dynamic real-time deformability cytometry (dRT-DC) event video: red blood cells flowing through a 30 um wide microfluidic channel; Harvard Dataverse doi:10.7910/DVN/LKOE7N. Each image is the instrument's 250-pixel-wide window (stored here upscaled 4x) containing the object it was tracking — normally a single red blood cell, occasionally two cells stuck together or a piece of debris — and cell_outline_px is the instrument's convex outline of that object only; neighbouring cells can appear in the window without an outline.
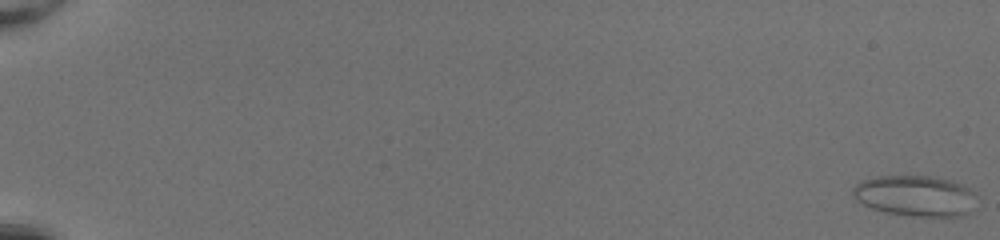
{"species": "common noctule bat (a hibernating species)", "species_latin": "Nyctalus noctula", "temperature_condition": "room temperature", "stored_images_in_passage": 52, "camera_frame_rate_fps": 3000, "um_per_image_px": 0.085, "animal": {"sex": "female", "body_mass_g": 20.0, "forearm_length_mm": 54.0}, "frame": {"image": 1, "passage_image": 1, "time_ms": 0.0, "image_size_px": [1000, 240], "cell_outline_px": [[980, 196], [972, 212], [960, 216], [912, 216], [884, 212], [872, 208], [856, 200], [852, 196], [852, 188], [860, 180], [876, 176], [928, 176], [952, 180], [976, 192]], "centroid_in_image_um": [77.84, 16.65], "position_along_channel_um": 7.2, "area_um2": 30.0}}
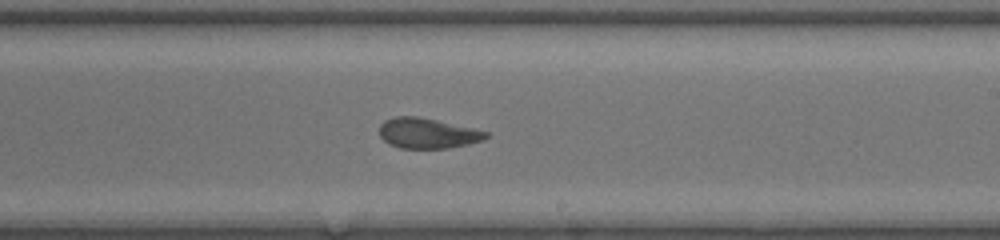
{"frame": {"image": 2, "passage_image": 34, "time_ms": 11.0, "image_size_px": [1000, 240], "cell_outline_px": [[488, 136], [484, 140], [468, 144], [448, 148], [400, 148], [388, 144], [380, 136], [380, 124], [384, 120], [396, 116], [416, 116], [436, 120], [472, 128], [488, 132]], "centroid_in_image_um": [36.32, 11.33], "position_along_channel_um": 252.7, "area_um2": 18.73}}
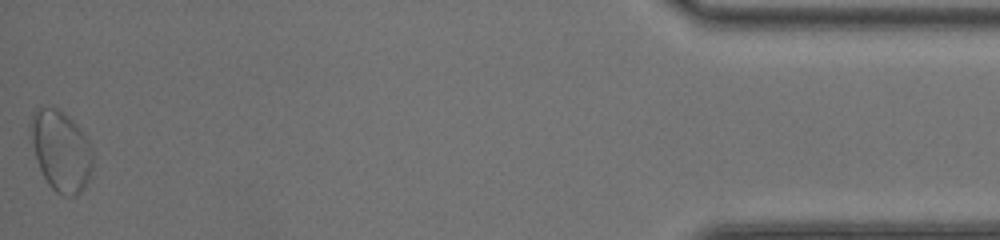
{"frame": {"image": 3, "passage_image": 52, "time_ms": 17.0, "image_size_px": [1000, 240], "cell_outline_px": [[92, 176], [84, 188], [76, 196], [64, 196], [56, 192], [48, 184], [40, 168], [32, 144], [28, 128], [28, 124], [32, 112], [40, 104], [56, 108], [64, 112], [84, 132], [92, 148]], "centroid_in_image_um": [5.17, 12.78], "position_along_channel_um": 430.0, "area_um2": 29.82}, "authors_computed_cell_mechanics": {"area_um2": 21.2993, "velocity_mm_per_s": 4.2382, "shape_relaxation_time_tau1_ms": 9.6498, "shape_relaxation_time_tau2_ms": 1.9045, "deformation_change_tau1": 0.2108, "deformation_change_tau2": 0.0851}}